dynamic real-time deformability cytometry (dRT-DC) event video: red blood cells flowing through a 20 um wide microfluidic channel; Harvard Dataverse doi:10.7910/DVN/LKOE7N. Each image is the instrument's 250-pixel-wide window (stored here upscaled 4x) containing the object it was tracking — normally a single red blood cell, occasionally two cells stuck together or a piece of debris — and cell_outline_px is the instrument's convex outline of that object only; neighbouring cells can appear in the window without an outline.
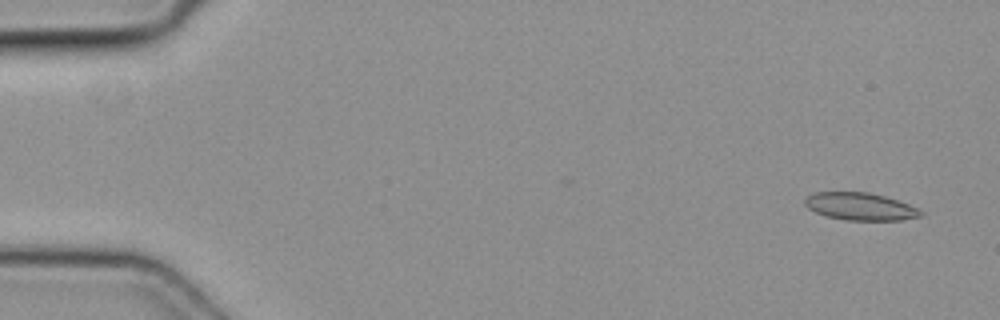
{"species": "common noctule bat (a hibernating species)", "species_latin": "Nyctalus noctula", "temperature_condition": "cold", "stored_images_in_passage": 42, "camera_frame_rate_fps": 3000, "um_per_image_px": 0.085, "animal": {"sex": "female", "body_mass_g": 19.3, "forearm_length_mm": 54.1}, "frame": {"image": 1, "passage_image": 2, "time_ms": 0.333, "image_size_px": [1000, 320], "cell_outline_px": [[924, 216], [900, 220], [844, 220], [824, 216], [808, 208], [804, 204], [804, 200], [808, 196], [816, 192], [868, 192], [884, 196], [920, 208], [924, 212]], "centroid_in_image_um": [73.14, 17.56], "position_along_channel_um": 11.9, "area_um2": 18.67}}
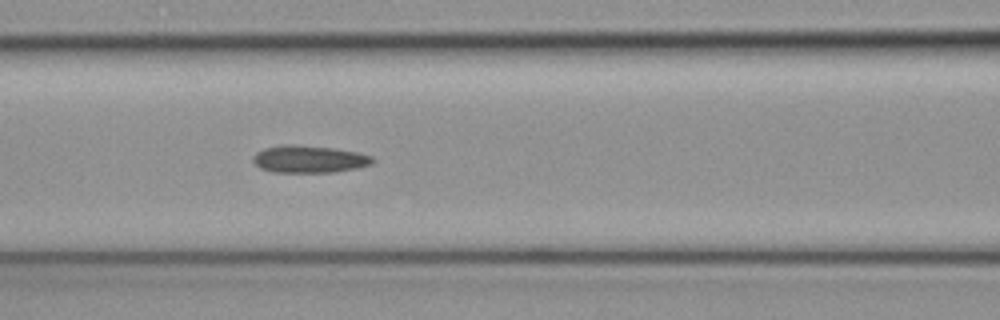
{"frame": {"image": 2, "passage_image": 21, "time_ms": 6.667, "image_size_px": [1000, 320], "cell_outline_px": [[376, 160], [372, 164], [360, 168], [336, 172], [272, 172], [260, 168], [252, 160], [252, 156], [256, 152], [264, 148], [284, 144], [292, 144], [332, 148], [356, 152], [372, 156]], "centroid_in_image_um": [26.29, 13.53], "position_along_channel_um": 140.3, "area_um2": 19.19}}
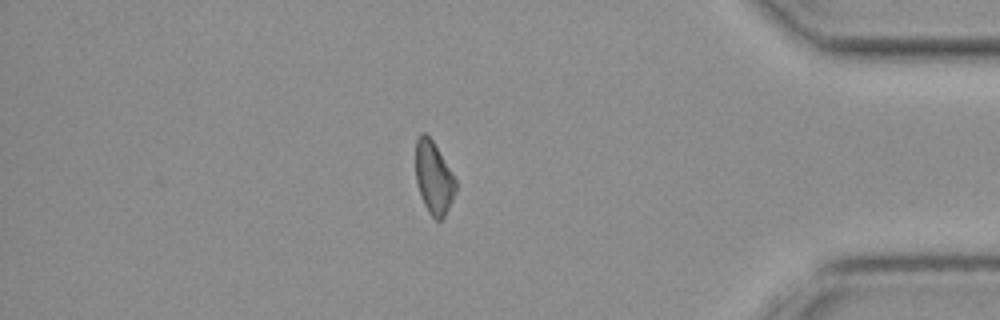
{"frame": {"image": 3, "passage_image": 42, "time_ms": 13.667, "image_size_px": [1000, 320], "cell_outline_px": [[456, 188], [452, 200], [444, 216], [440, 220], [436, 220], [428, 212], [424, 204], [416, 180], [416, 140], [420, 132], [424, 132], [432, 140], [456, 180]], "centroid_in_image_um": [36.85, 15.1], "position_along_channel_um": 398.3, "area_um2": 16.53}}